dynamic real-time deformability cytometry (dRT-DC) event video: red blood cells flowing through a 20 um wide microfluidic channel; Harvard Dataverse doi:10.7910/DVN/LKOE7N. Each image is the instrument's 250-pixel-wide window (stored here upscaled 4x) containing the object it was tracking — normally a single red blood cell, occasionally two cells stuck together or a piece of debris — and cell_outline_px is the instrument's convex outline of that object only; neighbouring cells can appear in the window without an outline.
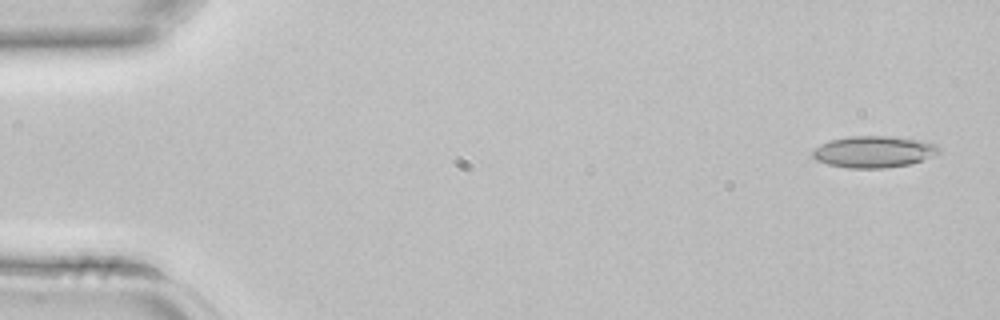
{"species": "common noctule bat (a hibernating species)", "species_latin": "Nyctalus noctula", "temperature_condition": "room temperature", "stored_images_in_passage": 3, "camera_frame_rate_fps": 3000, "um_per_image_px": 0.085, "animal": {"sex": "female", "body_mass_g": 22.7, "forearm_length_mm": 54.2}, "frame": {"image": 1, "passage_image": 1, "time_ms": 0.0, "image_size_px": [1000, 320], "cell_outline_px": [[940, 152], [920, 160], [908, 164], [884, 168], [848, 168], [828, 164], [816, 160], [812, 156], [812, 148], [820, 144], [832, 140], [848, 136], [888, 136], [924, 140], [936, 144], [940, 148]], "centroid_in_image_um": [74.24, 12.89], "position_along_channel_um": 10.8, "area_um2": 23.24}}
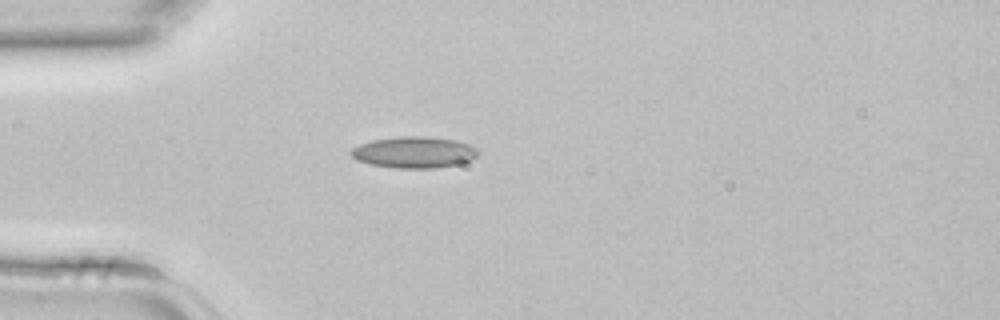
{"frame": {"image": 2, "passage_image": 3, "time_ms": 0.667, "image_size_px": [1000, 320], "cell_outline_px": [[480, 152], [472, 160], [460, 164], [436, 168], [396, 168], [372, 164], [356, 160], [348, 152], [352, 148], [360, 144], [372, 140], [400, 136], [424, 136], [456, 140], [468, 144], [476, 148]], "centroid_in_image_um": [35.21, 12.94], "position_along_channel_um": 49.8, "area_um2": 23.35}}